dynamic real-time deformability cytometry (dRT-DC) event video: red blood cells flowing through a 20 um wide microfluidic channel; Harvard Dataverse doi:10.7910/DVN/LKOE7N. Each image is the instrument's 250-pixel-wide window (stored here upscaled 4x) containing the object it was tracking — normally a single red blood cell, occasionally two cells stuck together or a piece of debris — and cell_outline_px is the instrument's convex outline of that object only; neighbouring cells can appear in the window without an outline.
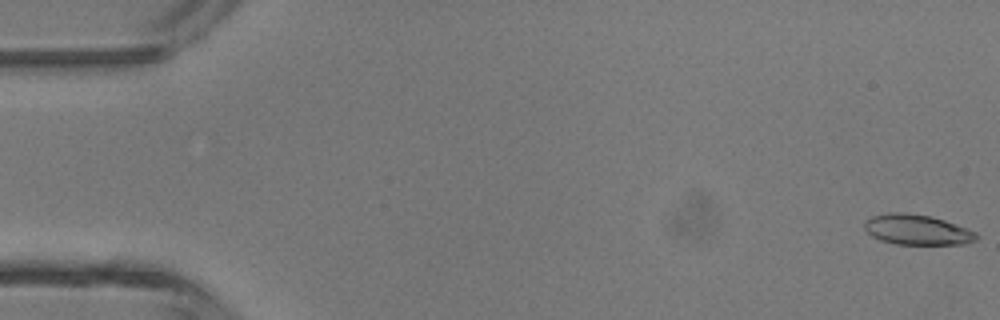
{"species": "common noctule bat (a hibernating species)", "species_latin": "Nyctalus noctula", "temperature_condition": "room temperature", "stored_images_in_passage": 47, "camera_frame_rate_fps": 3000, "um_per_image_px": 0.085, "animal": {"sex": "male", "body_mass_g": 13.3}, "frame": {"image": 1, "passage_image": 1, "time_ms": 0.0, "image_size_px": [1000, 320], "cell_outline_px": [[980, 236], [976, 240], [964, 244], [896, 244], [880, 240], [872, 236], [864, 228], [864, 220], [872, 216], [888, 212], [904, 212], [928, 216], [944, 220], [976, 232]], "centroid_in_image_um": [77.93, 19.52], "position_along_channel_um": 7.1, "area_um2": 19.71}}
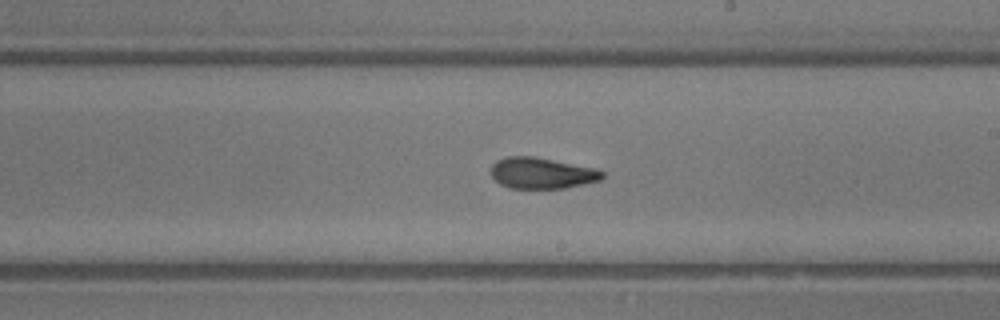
{"frame": {"image": 2, "passage_image": 27, "time_ms": 8.667, "image_size_px": [1000, 320], "cell_outline_px": [[604, 176], [600, 180], [564, 188], [508, 188], [500, 184], [492, 176], [492, 164], [496, 160], [508, 156], [536, 156], [596, 168], [604, 172]], "centroid_in_image_um": [46.05, 14.7], "position_along_channel_um": 242.9, "area_um2": 20.23}}
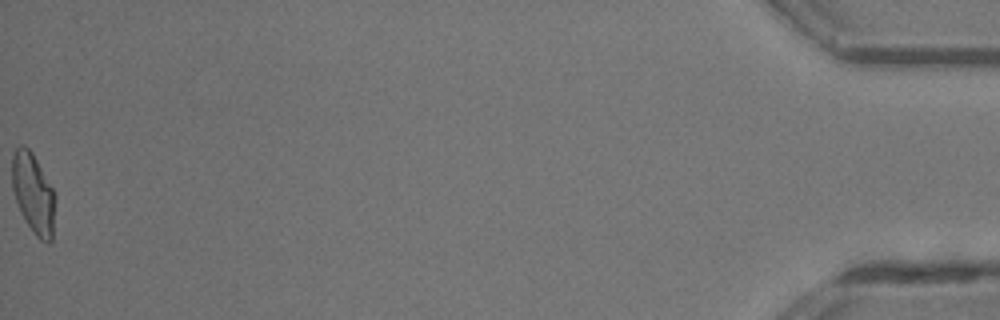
{"frame": {"image": 3, "passage_image": 47, "time_ms": 15.333, "image_size_px": [1000, 320], "cell_outline_px": [[56, 200], [52, 240], [48, 244], [40, 240], [36, 236], [28, 224], [16, 200], [12, 188], [12, 156], [16, 148], [20, 144], [24, 144], [32, 152], [52, 188], [56, 196]], "centroid_in_image_um": [2.85, 16.44], "position_along_channel_um": 432.4, "area_um2": 20.06}, "authors_computed_cell_mechanics": {"area_um2": 20.1722, "velocity_mm_per_s": 4.4519, "shape_relaxation_time_tau1_ms": 5.7008, "shape_relaxation_time_tau2_ms": 2.1065, "deformation_change_tau1": 0.2246, "deformation_change_tau2": 0.1072}}